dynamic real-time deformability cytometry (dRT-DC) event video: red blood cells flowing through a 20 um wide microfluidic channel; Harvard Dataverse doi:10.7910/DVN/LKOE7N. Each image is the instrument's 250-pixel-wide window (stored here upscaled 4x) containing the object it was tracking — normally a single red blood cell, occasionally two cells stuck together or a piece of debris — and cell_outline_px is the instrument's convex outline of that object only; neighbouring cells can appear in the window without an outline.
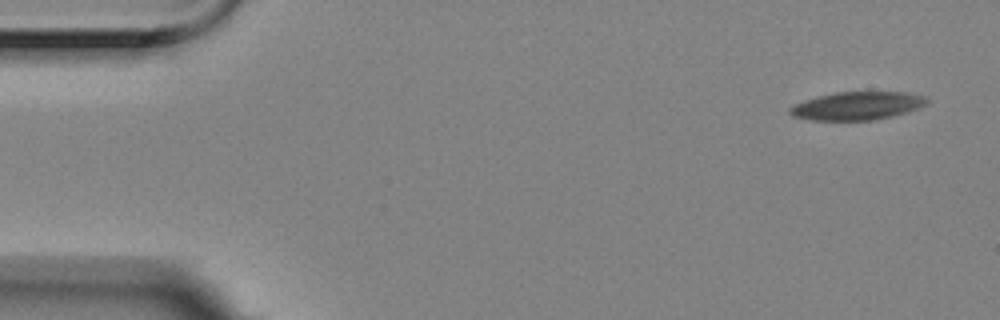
{"species": "Egyptian fruit bat (a non-hibernating species)", "species_latin": "Rousettus aegyptiacus", "temperature_condition": "room temperature", "stored_images_in_passage": 55, "camera_frame_rate_fps": 3000, "um_per_image_px": 0.085, "animal": {"sex": "female"}, "frame": {"image": 1, "passage_image": 1, "time_ms": 0.0, "image_size_px": [1000, 320], "cell_outline_px": [[928, 100], [924, 104], [916, 108], [904, 112], [872, 120], [812, 120], [792, 116], [788, 112], [788, 108], [796, 104], [820, 96], [836, 92], [904, 92], [924, 96]], "centroid_in_image_um": [72.81, 8.99], "position_along_channel_um": 12.2, "area_um2": 21.85}}
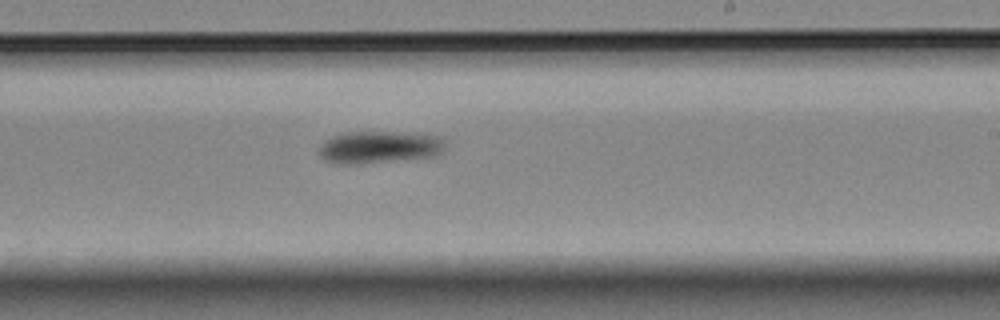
{"frame": {"image": 2, "passage_image": 32, "time_ms": 10.333, "image_size_px": [1000, 320], "cell_outline_px": [[448, 140], [444, 148], [436, 156], [356, 164], [340, 164], [324, 160], [320, 152], [320, 148], [324, 140], [332, 136], [348, 132], [424, 132], [444, 136]], "centroid_in_image_um": [32.36, 12.48], "position_along_channel_um": 256.6, "area_um2": 24.16}}
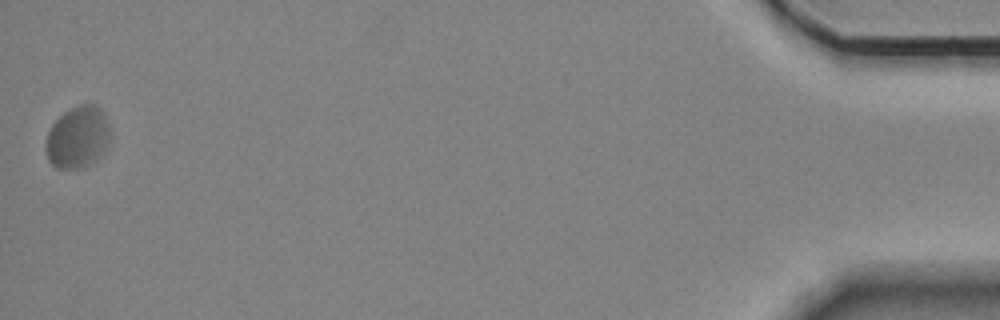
{"frame": {"image": 3, "passage_image": 55, "time_ms": 18.0, "image_size_px": [1000, 320], "cell_outline_px": [[112, 128], [108, 148], [92, 164], [84, 168], [56, 168], [48, 160], [44, 148], [48, 132], [52, 124], [64, 112], [80, 104], [96, 104], [104, 112]], "centroid_in_image_um": [6.65, 11.67], "position_along_channel_um": 428.5, "area_um2": 23.87}, "authors_computed_cell_mechanics": {"area_um2": 22.9466, "velocity_mm_per_s": 3.4563, "shape_relaxation_time_tau1_ms": 5.0332, "shape_relaxation_time_tau2_ms": null, "deformation_change_tau1": 0.0952, "deformation_change_tau2": null}}